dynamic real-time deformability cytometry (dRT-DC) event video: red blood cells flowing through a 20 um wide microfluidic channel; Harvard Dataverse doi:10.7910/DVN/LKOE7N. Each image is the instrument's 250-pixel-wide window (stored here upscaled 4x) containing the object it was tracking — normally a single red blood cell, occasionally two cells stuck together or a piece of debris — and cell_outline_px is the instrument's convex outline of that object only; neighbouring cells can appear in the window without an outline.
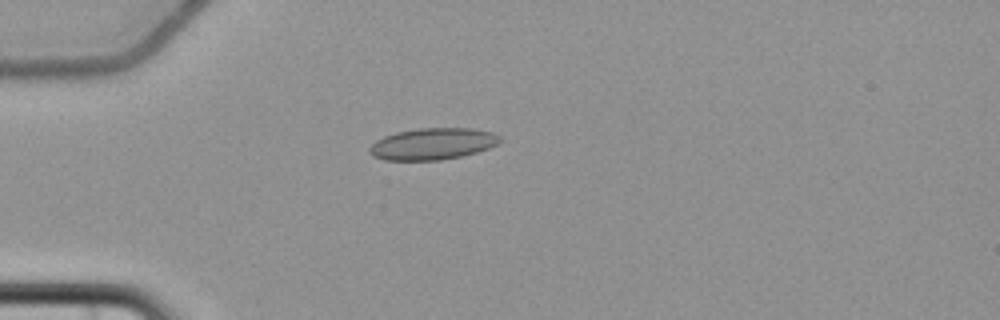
{"species": "common noctule bat (a hibernating species)", "species_latin": "Nyctalus noctula", "temperature_condition": "cold", "stored_images_in_passage": 6, "camera_frame_rate_fps": 3000, "um_per_image_px": 0.085, "animal": {"sex": "female", "body_mass_g": 22.7, "forearm_length_mm": 54.2}, "frame": {"image": 1, "passage_image": 4, "time_ms": 4.667, "image_size_px": [1000, 320], "cell_outline_px": [[504, 140], [488, 148], [476, 152], [460, 156], [440, 160], [384, 160], [372, 156], [368, 152], [368, 148], [376, 140], [384, 136], [396, 132], [420, 128], [472, 128], [492, 132], [500, 136]], "centroid_in_image_um": [36.76, 12.22], "position_along_channel_um": 48.2, "area_um2": 24.1}}
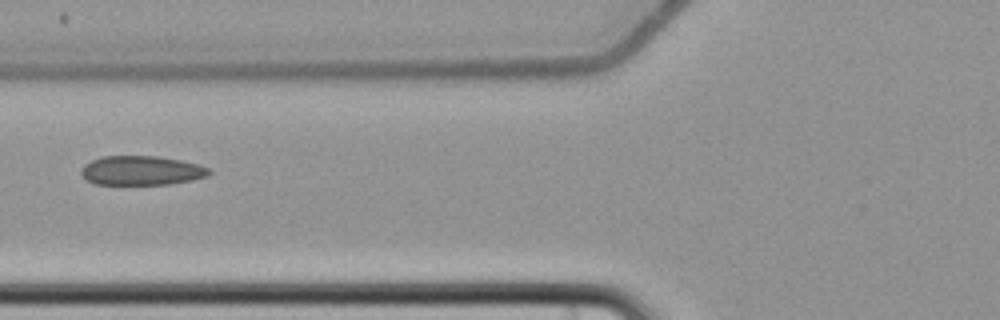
{"frame": {"image": 2, "passage_image": 6, "time_ms": 7.0, "image_size_px": [1000, 320], "cell_outline_px": [[212, 172], [208, 176], [192, 180], [168, 184], [96, 184], [88, 180], [80, 172], [84, 164], [92, 160], [104, 156], [156, 156], [180, 160], [200, 164], [208, 168]], "centroid_in_image_um": [12.05, 14.49], "position_along_channel_um": 113.7, "area_um2": 21.73}}